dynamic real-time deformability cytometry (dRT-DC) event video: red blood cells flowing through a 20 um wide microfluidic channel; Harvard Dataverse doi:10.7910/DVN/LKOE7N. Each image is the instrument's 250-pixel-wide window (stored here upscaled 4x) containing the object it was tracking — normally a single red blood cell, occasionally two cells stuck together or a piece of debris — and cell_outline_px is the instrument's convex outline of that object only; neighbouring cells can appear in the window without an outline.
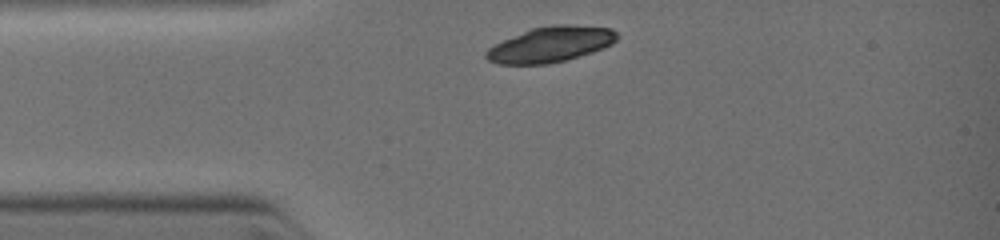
{"species": "common noctule bat (a hibernating species)", "species_latin": "Nyctalus noctula", "temperature_condition": "warm", "stored_images_in_passage": 13, "camera_frame_rate_fps": 3000, "um_per_image_px": 0.085, "animal": {"sex": "female", "body_mass_g": 19.0, "forearm_length_mm": 51.5}, "frame": {"image": 1, "passage_image": 1, "time_ms": 0.0, "image_size_px": [1000, 240], "cell_outline_px": [[616, 40], [612, 44], [564, 60], [544, 64], [500, 64], [488, 60], [484, 56], [484, 52], [488, 48], [504, 40], [532, 28], [552, 24], [568, 24], [612, 28], [616, 32]], "centroid_in_image_um": [46.76, 3.76], "position_along_channel_um": 38.2, "area_um2": 26.53}}
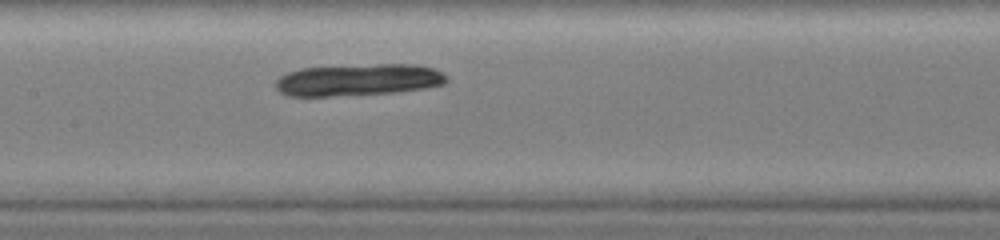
{"frame": {"image": 2, "passage_image": 9, "time_ms": 3.0, "image_size_px": [1000, 240], "cell_outline_px": [[448, 80], [444, 84], [424, 88], [392, 92], [332, 96], [288, 96], [280, 92], [276, 88], [276, 80], [280, 76], [288, 72], [300, 68], [380, 64], [416, 64], [436, 68], [444, 72], [448, 76]], "centroid_in_image_um": [30.49, 6.78], "position_along_channel_um": 176.9, "area_um2": 31.79}}
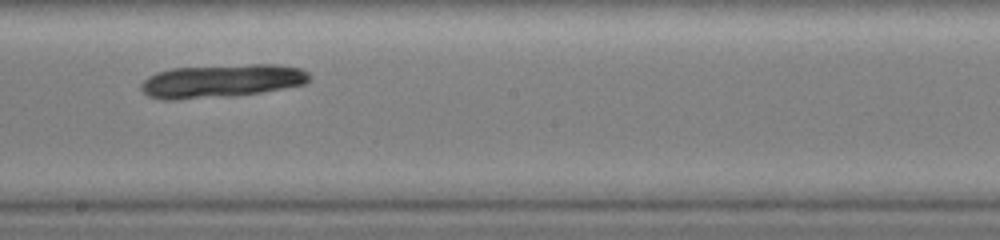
{"frame": {"image": 3, "passage_image": 12, "time_ms": 4.0, "image_size_px": [1000, 240], "cell_outline_px": [[312, 76], [304, 84], [260, 92], [236, 96], [176, 100], [160, 100], [148, 96], [140, 88], [140, 84], [148, 76], [156, 72], [172, 68], [252, 64], [280, 64], [300, 68], [308, 72]], "centroid_in_image_um": [18.8, 6.88], "position_along_channel_um": 229.4, "area_um2": 32.95}}